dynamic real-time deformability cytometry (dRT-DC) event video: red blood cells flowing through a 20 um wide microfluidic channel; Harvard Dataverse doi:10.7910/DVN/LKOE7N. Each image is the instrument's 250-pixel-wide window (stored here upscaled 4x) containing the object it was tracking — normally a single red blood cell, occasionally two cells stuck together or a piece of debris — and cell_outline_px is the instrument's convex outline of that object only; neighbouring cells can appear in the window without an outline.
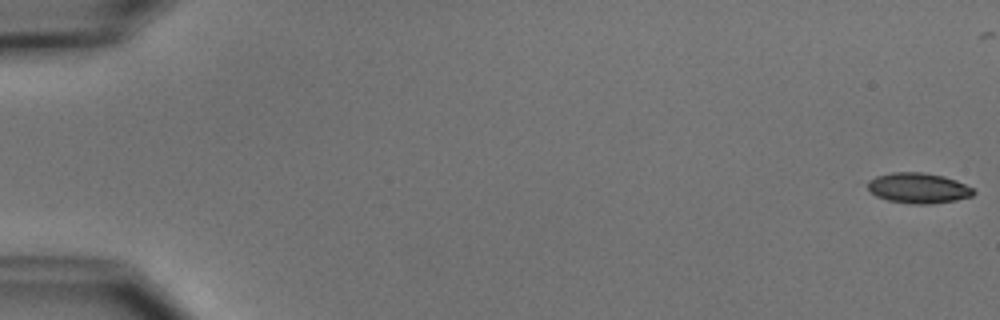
{"species": "common noctule bat (a hibernating species)", "species_latin": "Nyctalus noctula", "temperature_condition": "cold", "stored_images_in_passage": 45, "camera_frame_rate_fps": 3000, "um_per_image_px": 0.085, "animal": {"sex": "male", "body_mass_g": 15.6}, "frame": {"image": 1, "passage_image": 1, "time_ms": 0.0, "image_size_px": [1000, 320], "cell_outline_px": [[976, 192], [972, 196], [956, 200], [932, 204], [912, 204], [888, 200], [876, 196], [868, 188], [868, 180], [876, 176], [892, 172], [924, 172], [944, 176], [956, 180], [972, 188]], "centroid_in_image_um": [78.06, 15.98], "position_along_channel_um": 6.9, "area_um2": 18.79}}
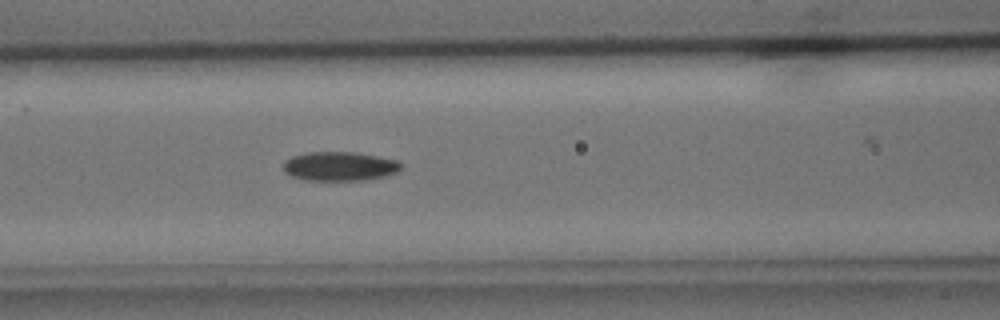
{"frame": {"image": 2, "passage_image": 24, "time_ms": 7.667, "image_size_px": [1000, 320], "cell_outline_px": [[400, 168], [396, 172], [384, 176], [364, 180], [304, 180], [292, 176], [284, 172], [284, 160], [292, 156], [304, 152], [356, 152], [400, 160]], "centroid_in_image_um": [28.84, 14.12], "position_along_channel_um": 137.8, "area_um2": 20.06}}
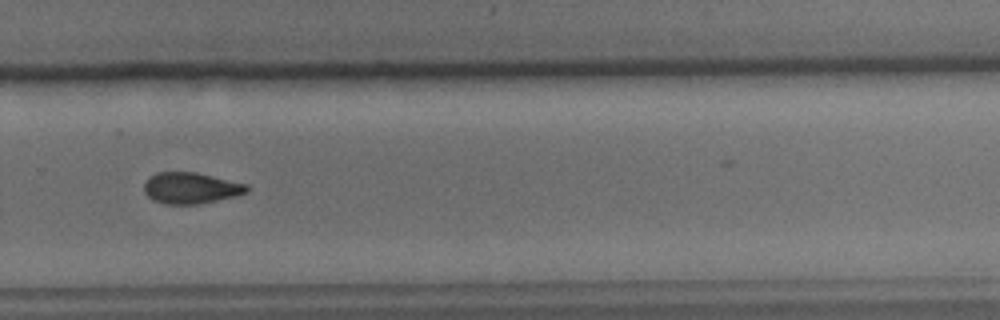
{"frame": {"image": 3, "passage_image": 38, "time_ms": 12.333, "image_size_px": [1000, 320], "cell_outline_px": [[248, 192], [236, 196], [196, 204], [164, 204], [152, 200], [144, 192], [144, 184], [148, 176], [156, 172], [196, 172], [248, 184]], "centroid_in_image_um": [16.19, 15.97], "position_along_channel_um": 313.6, "area_um2": 18.79}}